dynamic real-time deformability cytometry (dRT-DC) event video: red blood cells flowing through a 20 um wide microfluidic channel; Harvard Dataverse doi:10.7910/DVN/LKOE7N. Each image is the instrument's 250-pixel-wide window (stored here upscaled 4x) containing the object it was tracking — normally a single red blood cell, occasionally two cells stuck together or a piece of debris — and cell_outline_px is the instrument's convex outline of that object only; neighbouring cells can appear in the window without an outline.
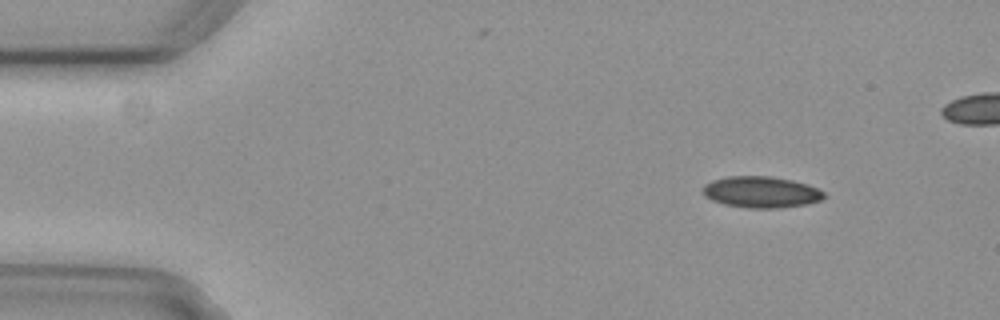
{"species": "common noctule bat (a hibernating species)", "species_latin": "Nyctalus noctula", "temperature_condition": "cold", "stored_images_in_passage": 6, "camera_frame_rate_fps": 3000, "um_per_image_px": 0.085, "animal": {"sex": "female", "body_mass_g": 29.2, "forearm_length_mm": 56.3}, "frame": {"image": 1, "passage_image": 1, "time_ms": 0.0, "image_size_px": [1000, 320], "cell_outline_px": [[824, 196], [820, 200], [808, 204], [776, 208], [748, 208], [724, 204], [712, 200], [704, 196], [700, 188], [704, 184], [712, 180], [728, 176], [772, 176], [792, 180], [808, 184], [824, 192]], "centroid_in_image_um": [64.65, 16.32], "position_along_channel_um": 20.4, "area_um2": 22.25}}
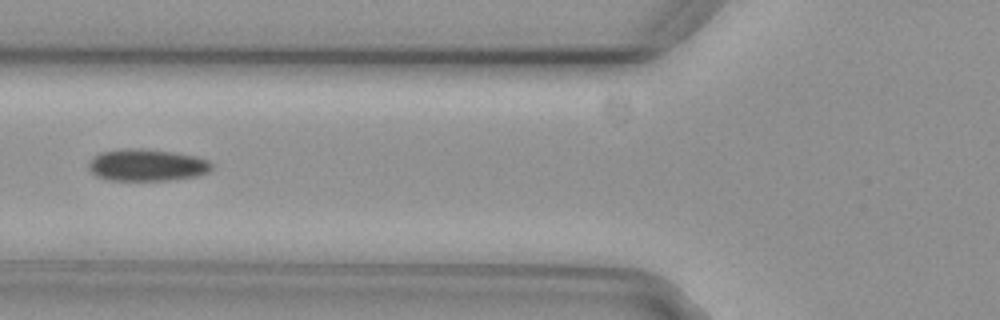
{"frame": {"image": 2, "passage_image": 5, "time_ms": 1.333, "image_size_px": [1000, 320], "cell_outline_px": [[212, 168], [208, 172], [196, 176], [168, 180], [108, 180], [96, 176], [88, 168], [88, 160], [92, 156], [100, 152], [132, 148], [140, 148], [172, 152], [196, 156], [208, 160], [212, 164]], "centroid_in_image_um": [12.45, 14.03], "position_along_channel_um": 113.4, "area_um2": 22.95}}